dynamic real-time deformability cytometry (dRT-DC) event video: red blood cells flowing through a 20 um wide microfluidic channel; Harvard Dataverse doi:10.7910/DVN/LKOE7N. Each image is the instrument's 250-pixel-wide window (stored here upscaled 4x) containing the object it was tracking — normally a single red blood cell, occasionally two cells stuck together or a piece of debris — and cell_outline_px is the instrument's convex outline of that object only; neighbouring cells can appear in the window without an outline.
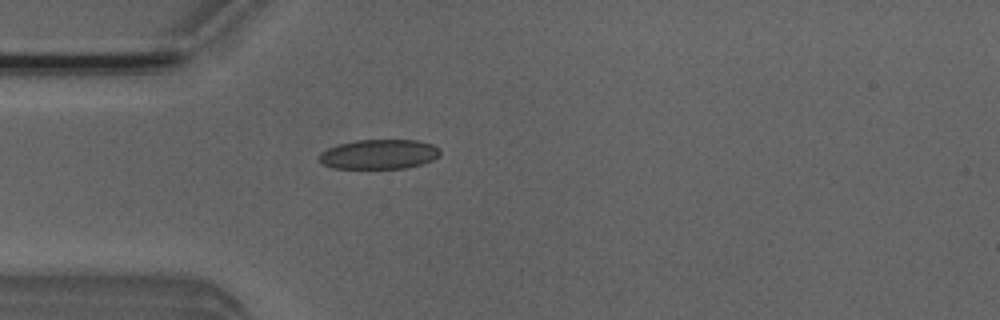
{"species": "Egyptian fruit bat (a non-hibernating species)", "species_latin": "Rousettus aegyptiacus", "temperature_condition": "room temperature", "stored_images_in_passage": 4, "camera_frame_rate_fps": 3000, "um_per_image_px": 0.085, "animal": {"sex": "male"}, "frame": {"image": 1, "passage_image": 4, "time_ms": 1.0, "image_size_px": [1000, 320], "cell_outline_px": [[440, 156], [432, 160], [420, 164], [404, 168], [332, 168], [320, 164], [320, 152], [336, 144], [356, 140], [416, 140], [432, 144], [440, 148]], "centroid_in_image_um": [32.2, 13.1], "position_along_channel_um": 52.8, "area_um2": 20.98}}